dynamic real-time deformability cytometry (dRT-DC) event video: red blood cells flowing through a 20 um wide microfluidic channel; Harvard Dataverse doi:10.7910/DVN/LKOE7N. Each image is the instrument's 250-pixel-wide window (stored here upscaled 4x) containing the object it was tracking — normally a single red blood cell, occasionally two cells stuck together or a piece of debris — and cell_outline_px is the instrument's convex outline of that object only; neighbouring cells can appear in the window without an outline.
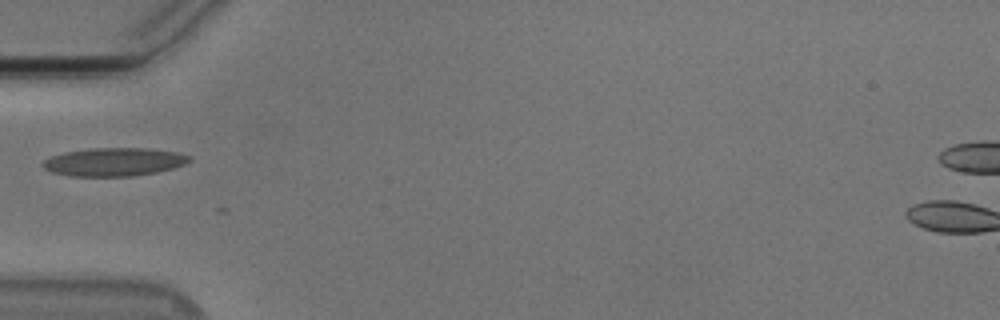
{"species": "Egyptian fruit bat (a non-hibernating species)", "species_latin": "Rousettus aegyptiacus", "temperature_condition": "cold", "stored_images_in_passage": 38, "camera_frame_rate_fps": 3000, "um_per_image_px": 0.085, "animal": {"sex": "male"}, "frame": {"image": 1, "passage_image": 2, "time_ms": 0.333, "image_size_px": [1000, 320], "cell_outline_px": [[192, 160], [184, 164], [172, 168], [156, 172], [132, 176], [68, 176], [52, 172], [44, 168], [40, 164], [44, 160], [52, 156], [64, 152], [92, 148], [148, 148], [176, 152], [192, 156]], "centroid_in_image_um": [9.68, 13.76], "position_along_channel_um": 75.3, "area_um2": 24.16}}
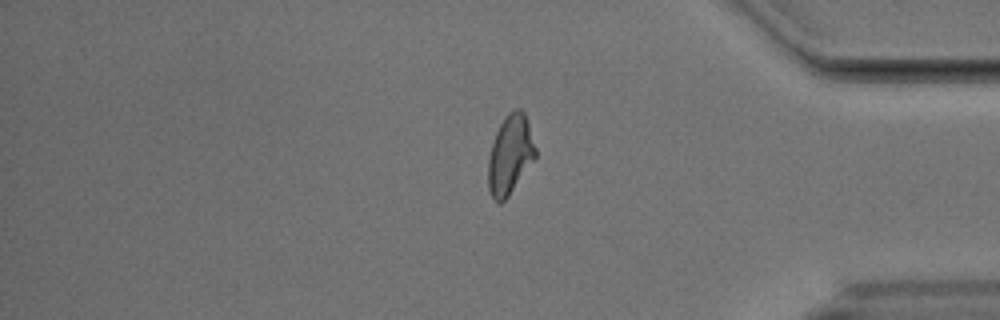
{"frame": {"image": 2, "passage_image": 29, "time_ms": 9.333, "image_size_px": [1000, 320], "cell_outline_px": [[536, 156], [508, 196], [500, 204], [492, 196], [488, 188], [488, 160], [492, 144], [496, 132], [500, 124], [508, 112], [516, 108], [520, 108], [524, 112], [536, 148]], "centroid_in_image_um": [43.35, 13.13], "position_along_channel_um": 391.9, "area_um2": 21.44}}